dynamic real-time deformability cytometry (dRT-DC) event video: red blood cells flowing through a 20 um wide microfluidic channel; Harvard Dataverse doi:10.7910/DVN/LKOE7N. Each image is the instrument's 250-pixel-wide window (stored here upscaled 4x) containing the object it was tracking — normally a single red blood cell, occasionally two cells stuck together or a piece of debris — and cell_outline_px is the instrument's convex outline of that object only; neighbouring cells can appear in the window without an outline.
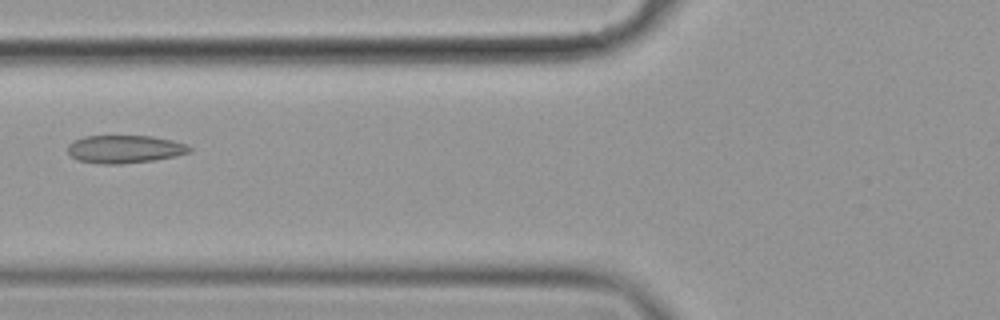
{"species": "common noctule bat (a hibernating species)", "species_latin": "Nyctalus noctula", "temperature_condition": "cold", "stored_images_in_passage": 6, "camera_frame_rate_fps": 3000, "um_per_image_px": 0.085, "animal": {"sex": "female", "body_mass_g": 19.9}, "frame": {"image": 1, "passage_image": 6, "time_ms": 1.667, "image_size_px": [1000, 320], "cell_outline_px": [[192, 152], [176, 156], [156, 160], [120, 164], [100, 164], [76, 160], [68, 152], [68, 144], [72, 140], [84, 136], [152, 136], [172, 140], [184, 144], [192, 148]], "centroid_in_image_um": [10.59, 12.68], "position_along_channel_um": 115.2, "area_um2": 20.0}}